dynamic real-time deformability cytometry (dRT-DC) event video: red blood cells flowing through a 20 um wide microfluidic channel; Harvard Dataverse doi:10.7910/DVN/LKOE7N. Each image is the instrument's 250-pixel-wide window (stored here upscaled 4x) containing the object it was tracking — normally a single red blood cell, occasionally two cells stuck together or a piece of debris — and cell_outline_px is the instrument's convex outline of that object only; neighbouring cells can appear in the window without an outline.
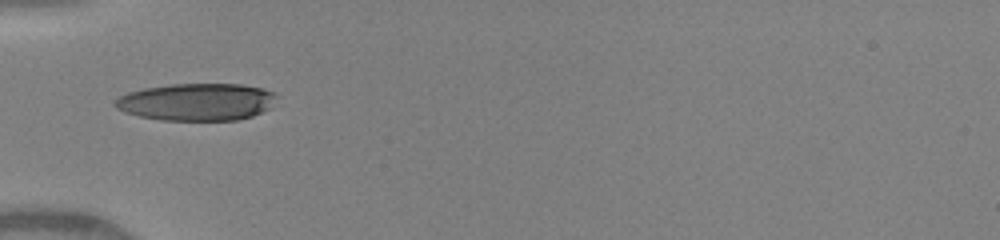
{"species": "human", "species_latin": "Homo sapiens", "temperature_condition": "warm", "stored_images_in_passage": 51, "camera_frame_rate_fps": 3000, "um_per_image_px": 0.085, "donor": {"sex": "female"}, "frame": {"image": 1, "passage_image": 1, "time_ms": 0.0, "image_size_px": [1000, 240], "cell_outline_px": [[276, 96], [272, 108], [252, 116], [236, 120], [160, 120], [140, 116], [124, 112], [116, 108], [112, 104], [120, 96], [128, 92], [144, 88], [172, 84], [240, 84], [264, 88], [276, 92]], "centroid_in_image_um": [16.75, 8.66], "position_along_channel_um": 68.3, "area_um2": 35.32}}
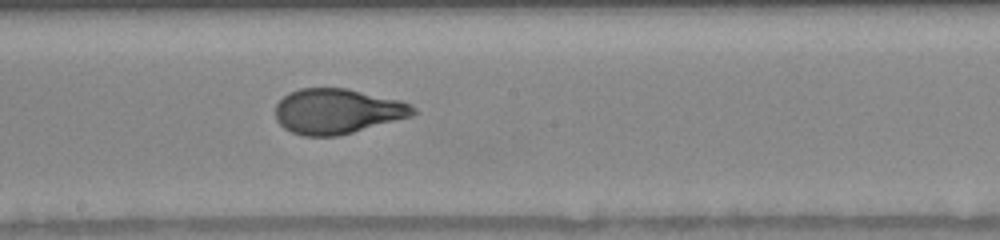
{"frame": {"image": 2, "passage_image": 20, "time_ms": 3.667, "image_size_px": [1000, 240], "cell_outline_px": [[420, 112], [412, 116], [352, 132], [336, 136], [304, 136], [292, 132], [284, 128], [276, 120], [276, 104], [284, 96], [300, 88], [348, 88], [400, 100], [416, 108]], "centroid_in_image_um": [28.68, 9.45], "position_along_channel_um": 219.5, "area_um2": 36.13}}
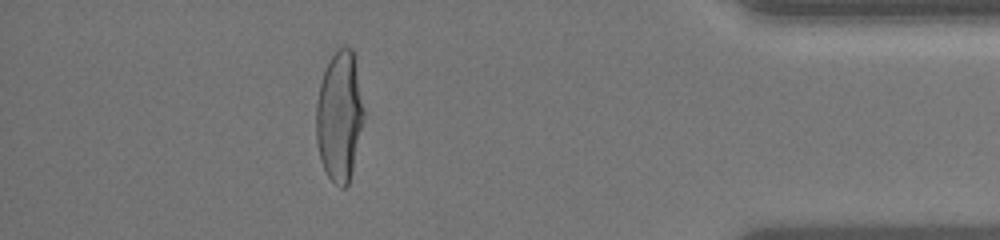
{"frame": {"image": 3, "passage_image": 47, "time_ms": 9.0, "image_size_px": [1000, 240], "cell_outline_px": [[364, 116], [352, 172], [348, 184], [344, 188], [340, 188], [328, 176], [320, 160], [316, 140], [316, 104], [320, 84], [328, 60], [336, 48], [344, 44], [352, 48], [364, 108]], "centroid_in_image_um": [28.84, 9.85], "position_along_channel_um": 406.4, "area_um2": 36.18}, "authors_computed_cell_mechanics": {"area_um2": 36.2406, "velocity_mm_per_s": 4.1669, "shape_relaxation_time_tau1_ms": 4.5987, "shape_relaxation_time_tau2_ms": null, "deformation_change_tau1": 0.2271, "deformation_change_tau2": null}}